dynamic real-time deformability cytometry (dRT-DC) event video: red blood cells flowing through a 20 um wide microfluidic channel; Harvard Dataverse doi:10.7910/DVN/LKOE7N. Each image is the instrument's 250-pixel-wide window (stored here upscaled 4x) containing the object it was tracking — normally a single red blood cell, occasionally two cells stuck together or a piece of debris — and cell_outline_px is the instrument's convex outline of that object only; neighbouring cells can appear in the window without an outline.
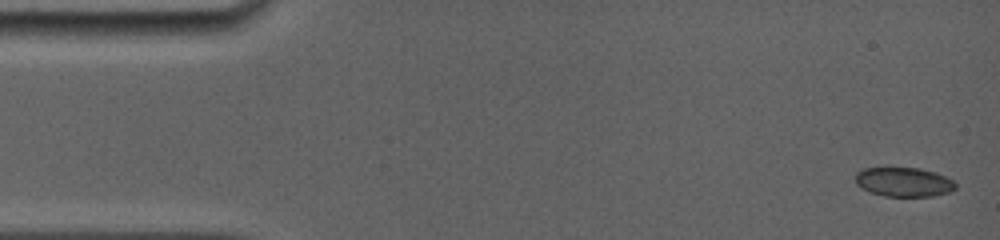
{"species": "common noctule bat (a hibernating species)", "species_latin": "Nyctalus noctula", "temperature_condition": "room temperature", "stored_images_in_passage": 80, "camera_frame_rate_fps": 5000, "um_per_image_px": 0.085, "animal": {"sex": "female", "body_mass_g": 19.0, "forearm_length_mm": 56.7}, "frame": {"image": 1, "passage_image": 1, "time_ms": 0.0, "image_size_px": [1000, 240], "cell_outline_px": [[956, 188], [948, 192], [932, 196], [884, 196], [868, 192], [860, 188], [856, 184], [856, 172], [864, 168], [920, 168], [936, 172], [952, 180], [956, 184]], "centroid_in_image_um": [76.79, 15.47], "position_along_channel_um": 8.2, "area_um2": 17.11}}
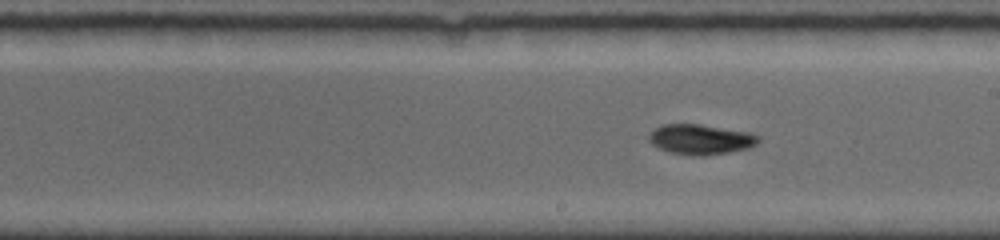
{"frame": {"image": 2, "passage_image": 44, "time_ms": 8.6, "image_size_px": [1000, 240], "cell_outline_px": [[760, 140], [756, 144], [748, 148], [728, 152], [700, 156], [692, 156], [672, 152], [660, 148], [652, 144], [648, 140], [648, 136], [656, 128], [664, 124], [700, 124], [748, 132], [760, 136]], "centroid_in_image_um": [59.56, 11.84], "position_along_channel_um": 229.4, "area_um2": 19.02}}
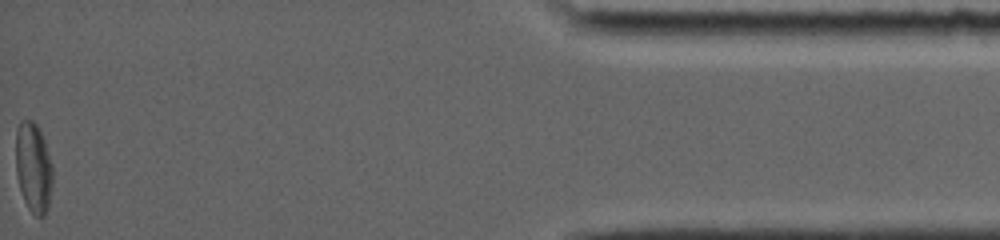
{"frame": {"image": 3, "passage_image": 80, "time_ms": 15.6, "image_size_px": [1000, 240], "cell_outline_px": [[52, 184], [48, 208], [44, 216], [36, 216], [28, 208], [24, 200], [20, 188], [16, 172], [16, 128], [20, 120], [32, 120], [36, 124], [44, 140], [52, 164]], "centroid_in_image_um": [2.84, 14.23], "position_along_channel_um": 432.4, "area_um2": 19.31}, "authors_computed_cell_mechanics": {"area_um2": 18.6694, "velocity_mm_per_s": 3.9489, "shape_relaxation_time_tau1_ms": 3.3136, "shape_relaxation_time_tau2_ms": 4.4899, "deformation_change_tau1": 0.1438, "deformation_change_tau2": 0.1044}}